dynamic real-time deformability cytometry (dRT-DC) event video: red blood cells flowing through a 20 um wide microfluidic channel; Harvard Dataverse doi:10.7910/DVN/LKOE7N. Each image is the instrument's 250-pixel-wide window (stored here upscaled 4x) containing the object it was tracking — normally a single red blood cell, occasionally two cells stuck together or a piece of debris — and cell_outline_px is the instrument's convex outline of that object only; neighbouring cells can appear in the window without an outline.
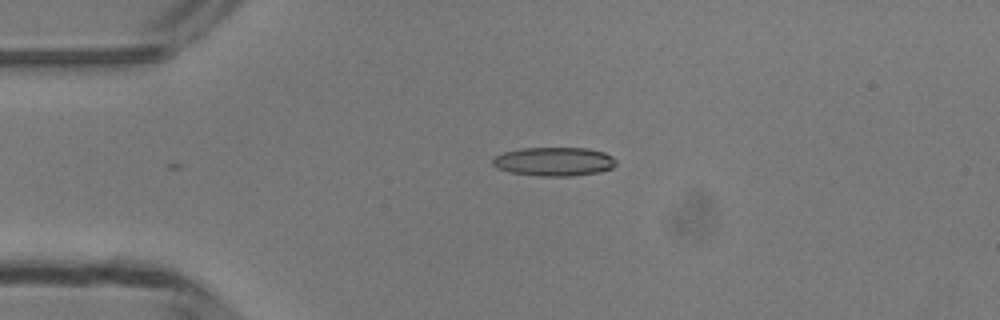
{"species": "common noctule bat (a hibernating species)", "species_latin": "Nyctalus noctula", "temperature_condition": "room temperature", "stored_images_in_passage": 10, "camera_frame_rate_fps": 3000, "um_per_image_px": 0.085, "animal": {"sex": "male", "body_mass_g": 13.3}, "frame": {"image": 1, "passage_image": 10, "time_ms": 3.0, "image_size_px": [1000, 320], "cell_outline_px": [[616, 164], [612, 168], [600, 172], [572, 176], [540, 176], [512, 172], [496, 168], [492, 164], [492, 156], [504, 152], [520, 148], [588, 148], [604, 152], [612, 156], [616, 160]], "centroid_in_image_um": [47.09, 13.73], "position_along_channel_um": 37.9, "area_um2": 20.87}}